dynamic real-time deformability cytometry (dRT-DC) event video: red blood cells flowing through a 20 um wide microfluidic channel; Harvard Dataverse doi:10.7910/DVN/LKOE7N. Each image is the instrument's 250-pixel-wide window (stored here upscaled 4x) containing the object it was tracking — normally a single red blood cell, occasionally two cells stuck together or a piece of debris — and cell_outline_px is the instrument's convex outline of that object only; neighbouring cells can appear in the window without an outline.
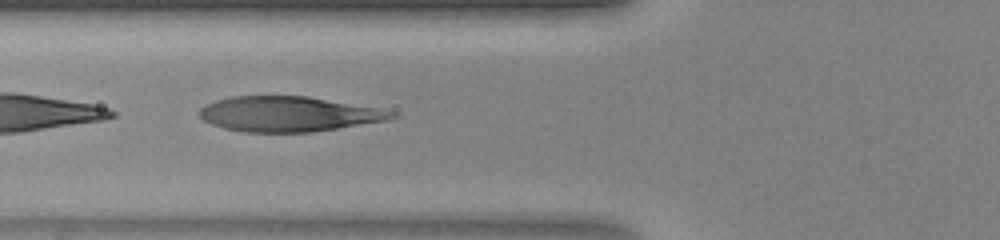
{"species": "human", "species_latin": "Homo sapiens", "temperature_condition": "warm", "stored_images_in_passage": 28, "camera_frame_rate_fps": 3000, "um_per_image_px": 0.085, "donor": {"sex": "female"}, "frame": {"image": 1, "passage_image": 18, "time_ms": 5.667, "image_size_px": [1000, 240], "cell_outline_px": [[400, 116], [388, 120], [312, 132], [244, 132], [224, 128], [212, 124], [204, 120], [196, 112], [200, 108], [216, 100], [232, 96], [308, 96], [380, 108], [396, 112]], "centroid_in_image_um": [24.55, 9.69], "position_along_channel_um": 101.3, "area_um2": 39.42}}